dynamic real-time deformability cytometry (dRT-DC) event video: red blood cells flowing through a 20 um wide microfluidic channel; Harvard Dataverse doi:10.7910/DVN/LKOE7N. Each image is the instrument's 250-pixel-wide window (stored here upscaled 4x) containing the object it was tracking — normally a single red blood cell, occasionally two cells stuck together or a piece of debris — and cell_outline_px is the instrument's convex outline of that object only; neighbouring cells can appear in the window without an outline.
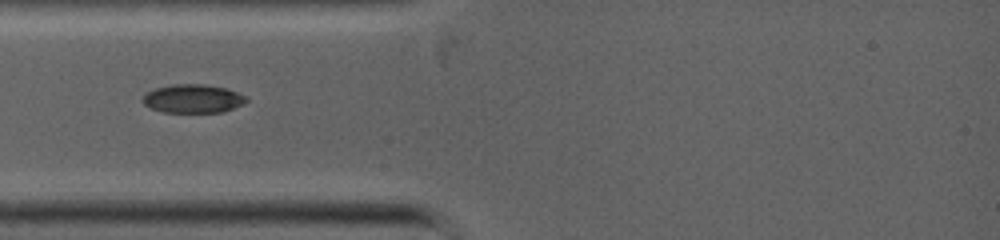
{"species": "common noctule bat (a hibernating species)", "species_latin": "Nyctalus noctula", "temperature_condition": "warm", "stored_images_in_passage": 3, "camera_frame_rate_fps": 5000, "um_per_image_px": 0.085, "animal": {"sex": "female", "body_mass_g": 19.0, "forearm_length_mm": 53.3}, "frame": {"image": 1, "passage_image": 2, "time_ms": 0.2, "image_size_px": [1000, 240], "cell_outline_px": [[248, 100], [244, 104], [224, 112], [164, 112], [152, 108], [144, 104], [140, 100], [148, 92], [156, 88], [172, 84], [204, 84], [224, 88], [236, 92], [244, 96]], "centroid_in_image_um": [16.4, 8.39], "position_along_channel_um": 68.6, "area_um2": 17.11}}